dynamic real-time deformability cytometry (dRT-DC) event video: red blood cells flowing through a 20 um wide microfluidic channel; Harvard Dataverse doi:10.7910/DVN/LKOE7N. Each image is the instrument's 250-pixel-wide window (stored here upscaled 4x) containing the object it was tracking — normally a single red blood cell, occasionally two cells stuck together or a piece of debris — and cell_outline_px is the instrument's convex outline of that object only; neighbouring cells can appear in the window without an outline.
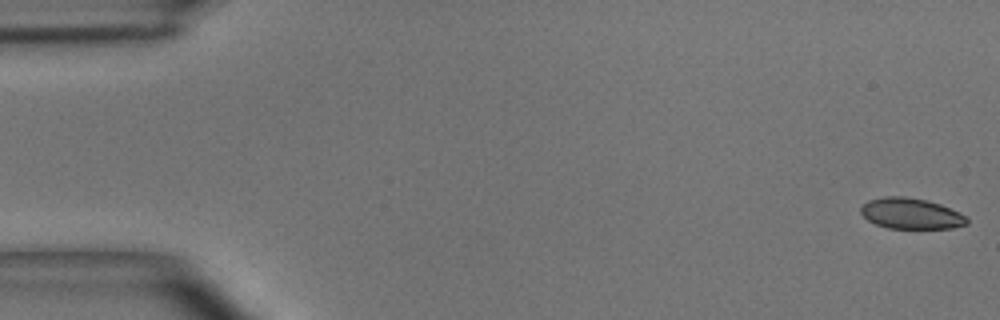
{"species": "common noctule bat (a hibernating species)", "species_latin": "Nyctalus noctula", "temperature_condition": "room temperature", "stored_images_in_passage": 40, "camera_frame_rate_fps": 3000, "um_per_image_px": 0.085, "animal": {"sex": "male", "body_mass_g": 15.6}, "frame": {"image": 1, "passage_image": 1, "time_ms": 0.0, "image_size_px": [1000, 320], "cell_outline_px": [[968, 224], [952, 228], [888, 228], [876, 224], [868, 220], [860, 212], [860, 208], [868, 200], [884, 196], [904, 196], [924, 200], [940, 204], [960, 212], [968, 216]], "centroid_in_image_um": [77.45, 18.15], "position_along_channel_um": 7.5, "area_um2": 19.07}}
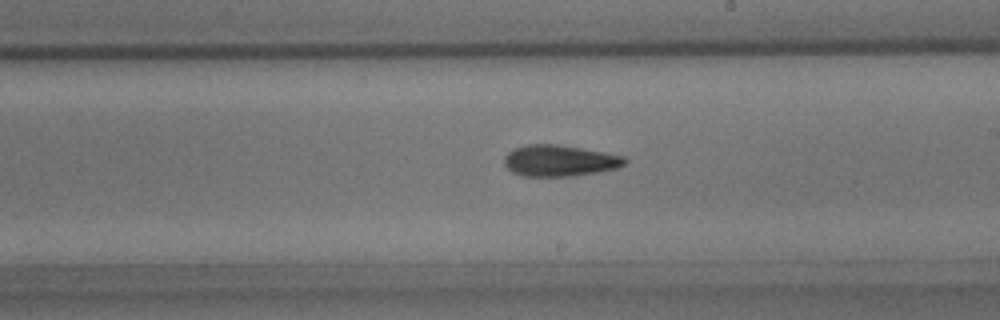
{"frame": {"image": 2, "passage_image": 19, "time_ms": 6.0, "image_size_px": [1000, 320], "cell_outline_px": [[628, 160], [624, 164], [616, 168], [596, 172], [572, 176], [524, 176], [512, 172], [504, 164], [504, 156], [512, 148], [528, 144], [560, 144], [604, 152], [624, 156]], "centroid_in_image_um": [47.53, 13.64], "position_along_channel_um": 241.5, "area_um2": 22.02}}
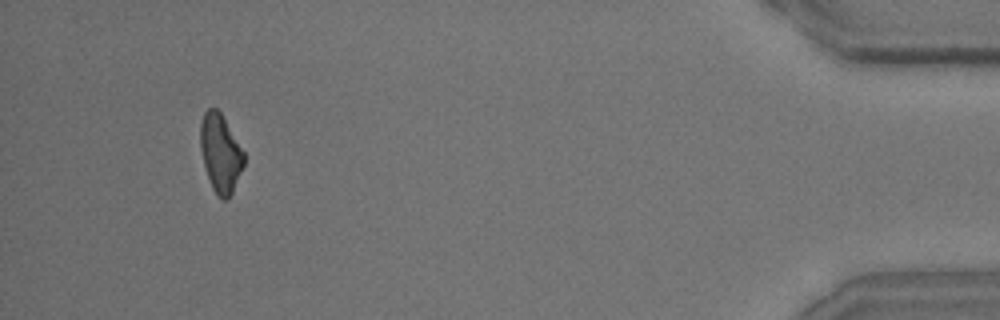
{"frame": {"image": 3, "passage_image": 37, "time_ms": 12.0, "image_size_px": [1000, 320], "cell_outline_px": [[244, 164], [232, 192], [224, 200], [216, 196], [212, 188], [204, 164], [200, 148], [200, 124], [204, 112], [208, 108], [216, 108], [220, 112], [244, 152]], "centroid_in_image_um": [18.72, 13.01], "position_along_channel_um": 416.5, "area_um2": 19.54}, "authors_computed_cell_mechanics": {"area_um2": 20.9525, "velocity_mm_per_s": 4.071, "shape_relaxation_time_tau1_ms": 3.1446, "shape_relaxation_time_tau2_ms": 4.7667, "deformation_change_tau1": 0.1394, "deformation_change_tau2": 0.1464}}